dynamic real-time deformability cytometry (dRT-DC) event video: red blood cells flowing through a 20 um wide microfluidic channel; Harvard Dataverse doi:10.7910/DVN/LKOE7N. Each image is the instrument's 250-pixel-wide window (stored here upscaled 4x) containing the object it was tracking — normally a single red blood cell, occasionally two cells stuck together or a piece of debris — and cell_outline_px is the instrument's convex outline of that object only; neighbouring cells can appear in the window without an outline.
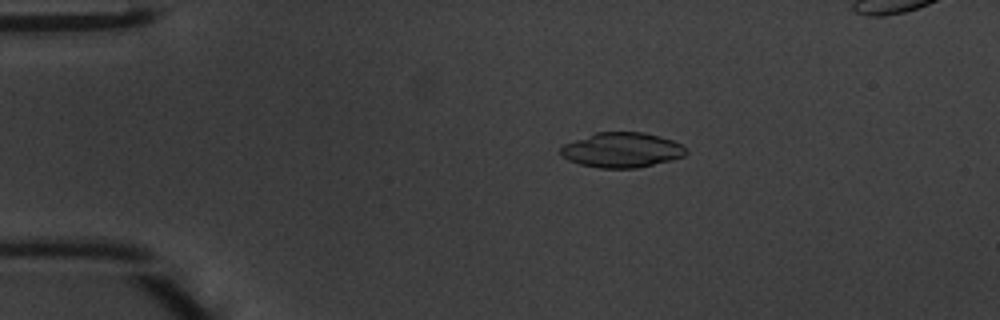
{"species": "common noctule bat (a hibernating species)", "species_latin": "Nyctalus noctula", "temperature_condition": "warm", "stored_images_in_passage": 46, "segment_of_instrument_passage": [1, 2], "camera_frame_rate_fps": 3000, "um_per_image_px": 0.085, "animal": {"sex": "male", "body_mass_g": 20.1, "forearm_length_mm": 53.5}, "frame": {"image": 1, "passage_image": 7, "time_ms": 2.0, "image_size_px": [1000, 320], "cell_outline_px": [[688, 152], [684, 156], [672, 160], [636, 168], [600, 168], [580, 164], [568, 160], [560, 156], [560, 148], [564, 144], [596, 132], [644, 132], [660, 136], [672, 140], [688, 148]], "centroid_in_image_um": [52.87, 12.75], "position_along_channel_um": 32.1, "area_um2": 25.66}}
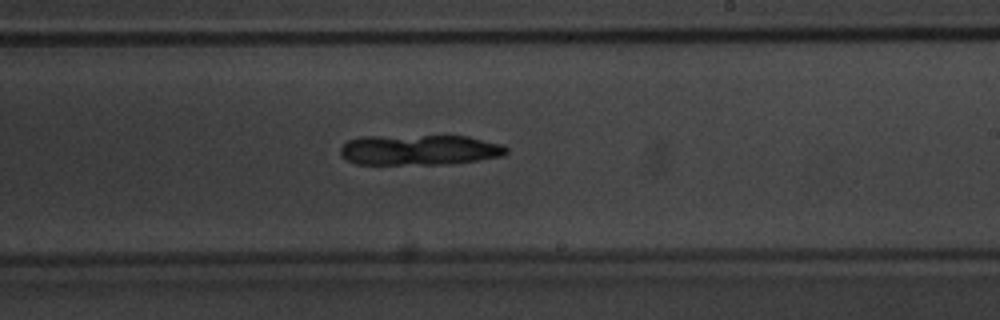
{"frame": {"image": 2, "passage_image": 26, "time_ms": 8.333, "image_size_px": [1000, 320], "cell_outline_px": [[508, 152], [504, 156], [448, 164], [356, 164], [340, 156], [340, 148], [348, 140], [360, 136], [468, 136], [500, 144], [508, 148]], "centroid_in_image_um": [35.63, 12.74], "position_along_channel_um": 253.4, "area_um2": 29.48}}
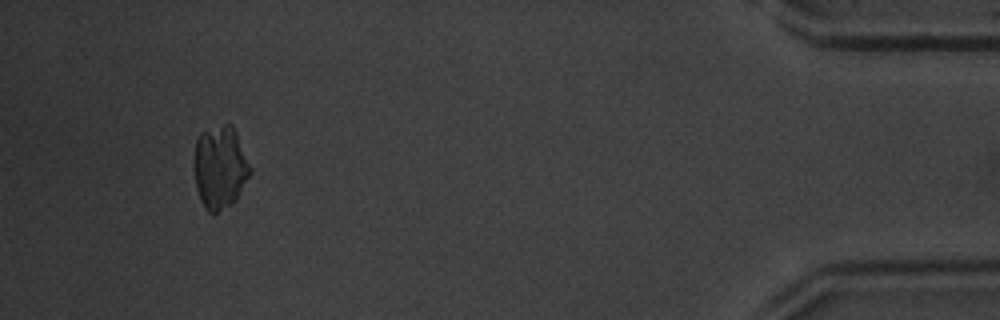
{"frame": {"image": 3, "passage_image": 42, "time_ms": 13.667, "image_size_px": [1000, 320], "cell_outline_px": [[252, 172], [236, 200], [232, 204], [216, 212], [208, 212], [204, 208], [200, 200], [196, 188], [192, 168], [196, 140], [200, 132], [224, 124], [232, 124], [236, 132]], "centroid_in_image_um": [18.66, 14.23], "position_along_channel_um": 416.5, "area_um2": 27.34}}